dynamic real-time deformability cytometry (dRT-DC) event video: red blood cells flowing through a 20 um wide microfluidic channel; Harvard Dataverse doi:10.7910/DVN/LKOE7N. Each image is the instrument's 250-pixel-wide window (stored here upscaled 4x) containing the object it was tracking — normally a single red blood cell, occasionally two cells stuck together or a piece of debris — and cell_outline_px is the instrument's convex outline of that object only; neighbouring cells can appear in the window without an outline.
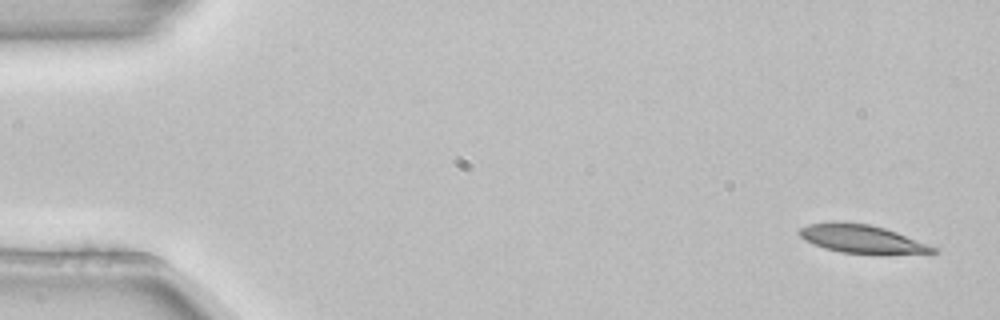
{"species": "common noctule bat (a hibernating species)", "species_latin": "Nyctalus noctula", "temperature_condition": "room temperature", "stored_images_in_passage": 3, "camera_frame_rate_fps": 3000, "um_per_image_px": 0.085, "animal": {"sex": "female", "body_mass_g": 22.7, "forearm_length_mm": 54.2}, "frame": {"image": 1, "passage_image": 1, "time_ms": 0.0, "image_size_px": [1000, 320], "cell_outline_px": [[940, 252], [884, 256], [880, 256], [840, 252], [824, 248], [804, 240], [796, 232], [800, 228], [808, 224], [832, 220], [836, 220], [868, 224], [884, 228], [896, 232], [936, 248]], "centroid_in_image_um": [73.23, 20.33], "position_along_channel_um": 11.8, "area_um2": 22.83}}
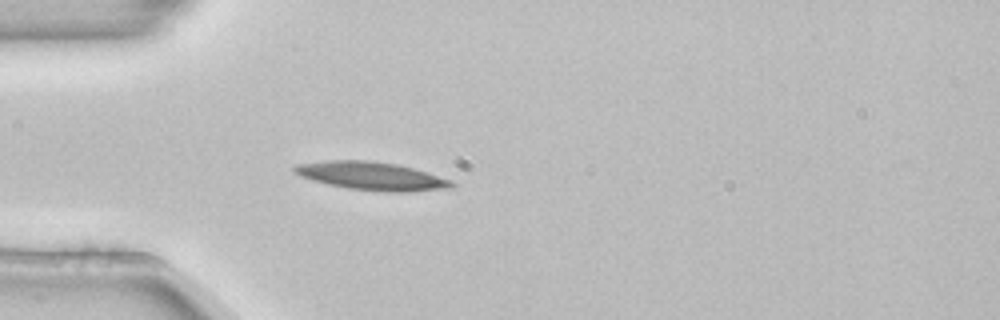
{"frame": {"image": 2, "passage_image": 3, "time_ms": 0.667, "image_size_px": [1000, 320], "cell_outline_px": [[456, 184], [452, 188], [408, 192], [384, 192], [348, 188], [328, 184], [312, 180], [300, 176], [292, 172], [292, 168], [296, 164], [328, 160], [372, 160], [396, 164], [428, 172], [452, 180]], "centroid_in_image_um": [31.6, 14.96], "position_along_channel_um": 53.4, "area_um2": 26.07}}